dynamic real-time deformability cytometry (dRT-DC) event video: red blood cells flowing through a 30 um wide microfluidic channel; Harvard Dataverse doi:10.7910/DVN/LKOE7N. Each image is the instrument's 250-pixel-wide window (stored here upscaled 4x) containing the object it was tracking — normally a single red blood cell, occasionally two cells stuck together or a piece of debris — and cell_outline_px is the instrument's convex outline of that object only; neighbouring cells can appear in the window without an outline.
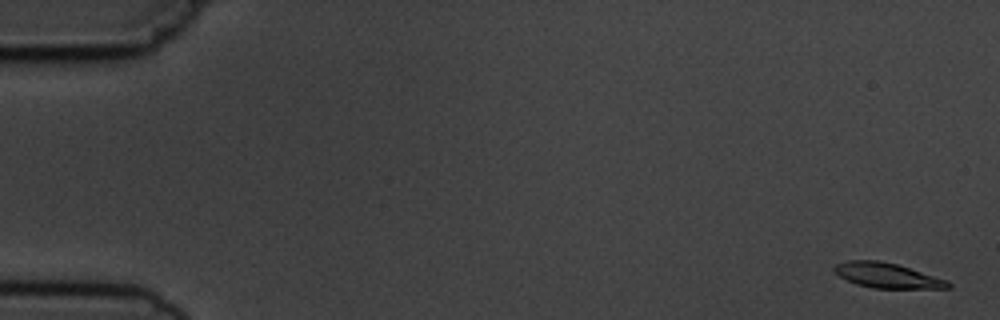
{"species": "common noctule bat (a hibernating species)", "species_latin": "Nyctalus noctula", "temperature_condition": "cold", "stored_images_in_passage": 15, "camera_frame_rate_fps": 3000, "um_per_image_px": 0.085, "animal": {"sex": "male", "body_mass_g": 19.5, "forearm_length_mm": 54.6}, "frame": {"image": 1, "passage_image": 1, "time_ms": 0.0, "image_size_px": [1000, 320], "cell_outline_px": [[952, 288], [872, 288], [856, 284], [840, 276], [832, 268], [836, 264], [848, 260], [880, 260], [896, 264], [948, 280], [952, 284]], "centroid_in_image_um": [75.42, 23.41], "position_along_channel_um": 9.6, "area_um2": 16.47}}
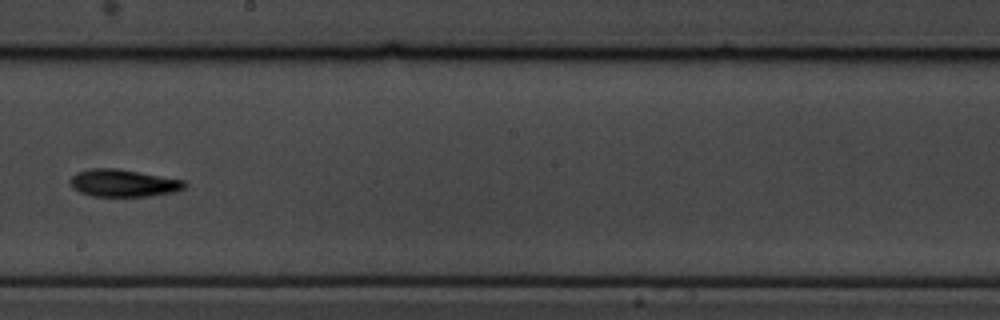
{"frame": {"image": 2, "passage_image": 9, "time_ms": 10.0, "image_size_px": [1000, 320], "cell_outline_px": [[188, 184], [184, 188], [176, 192], [152, 196], [92, 196], [80, 192], [72, 188], [68, 184], [68, 180], [76, 172], [92, 168], [116, 168], [184, 180]], "centroid_in_image_um": [10.46, 15.56], "position_along_channel_um": 237.7, "area_um2": 18.44}}
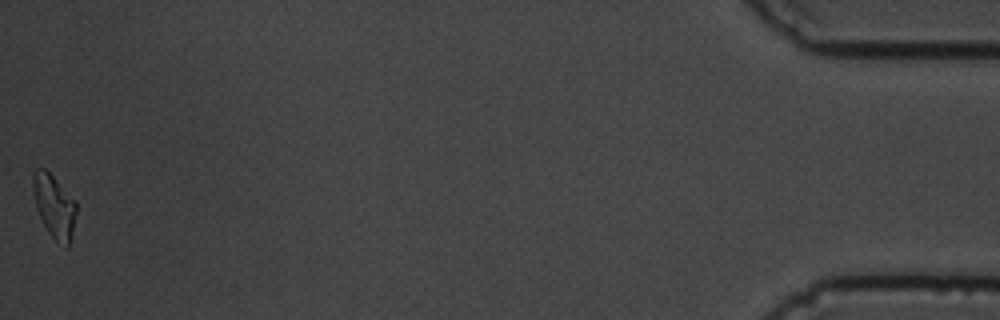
{"frame": {"image": 3, "passage_image": 15, "time_ms": 17.667, "image_size_px": [1000, 320], "cell_outline_px": [[76, 212], [72, 236], [68, 248], [64, 248], [48, 232], [36, 208], [32, 188], [32, 172], [36, 168], [44, 168], [76, 200]], "centroid_in_image_um": [4.61, 17.53], "position_along_channel_um": 430.6, "area_um2": 16.01}, "authors_computed_cell_mechanics": {"area_um2": 16.7042, "velocity_mm_per_s": 3.7061, "shape_relaxation_time_tau1_ms": 2.8435, "shape_relaxation_time_tau2_ms": null, "deformation_change_tau1": 0.1445, "deformation_change_tau2": null}}